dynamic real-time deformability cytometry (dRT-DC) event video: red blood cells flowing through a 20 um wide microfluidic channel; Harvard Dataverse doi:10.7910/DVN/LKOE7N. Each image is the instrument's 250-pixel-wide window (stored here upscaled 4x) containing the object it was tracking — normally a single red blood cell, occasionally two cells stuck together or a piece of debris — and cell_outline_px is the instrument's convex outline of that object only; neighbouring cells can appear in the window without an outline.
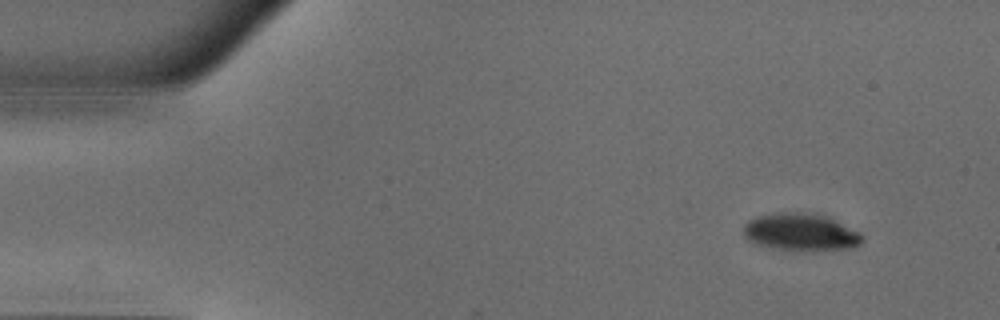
{"species": "common noctule bat (a hibernating species)", "species_latin": "Nyctalus noctula", "temperature_condition": "warm", "stored_images_in_passage": 46, "camera_frame_rate_fps": 3000, "um_per_image_px": 0.085, "animal": {"sex": "male", "body_mass_g": 18.8}, "frame": {"image": 1, "passage_image": 1, "time_ms": 0.0, "image_size_px": [1000, 320], "cell_outline_px": [[864, 240], [860, 244], [852, 248], [812, 252], [768, 248], [756, 244], [748, 240], [744, 236], [744, 224], [748, 220], [756, 216], [776, 212], [816, 212], [828, 216], [860, 232], [864, 236]], "centroid_in_image_um": [68.09, 19.74], "position_along_channel_um": 16.9, "area_um2": 26.82}}
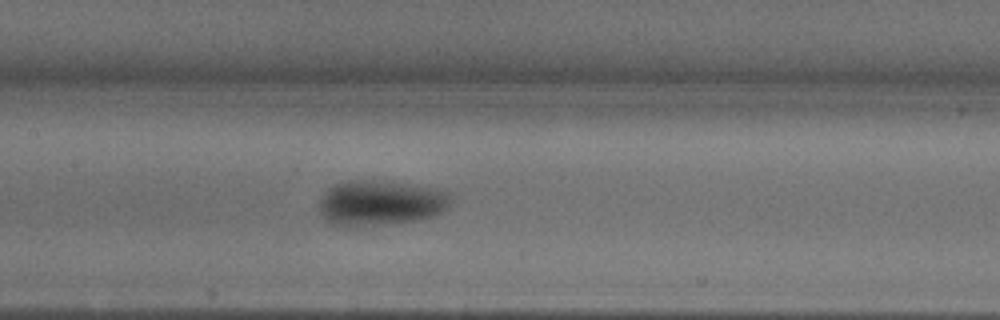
{"frame": {"image": 2, "passage_image": 20, "time_ms": 6.333, "image_size_px": [1000, 320], "cell_outline_px": [[452, 200], [448, 208], [444, 212], [432, 216], [416, 220], [356, 224], [332, 224], [320, 212], [320, 200], [324, 192], [328, 188], [336, 184], [348, 180], [372, 180], [408, 184], [436, 188], [452, 192]], "centroid_in_image_um": [32.42, 17.19], "position_along_channel_um": 175.0, "area_um2": 33.87}}
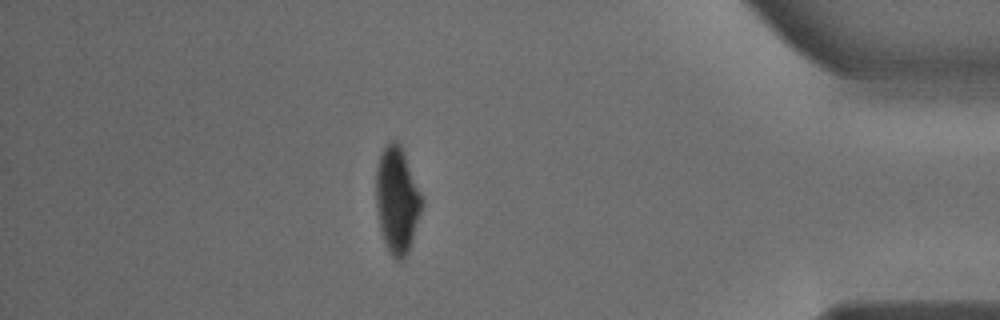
{"frame": {"image": 3, "passage_image": 40, "time_ms": 13.0, "image_size_px": [1000, 320], "cell_outline_px": [[424, 204], [408, 252], [404, 260], [396, 260], [392, 256], [384, 240], [380, 228], [376, 208], [376, 164], [384, 148], [392, 140], [396, 140], [400, 144], [404, 152]], "centroid_in_image_um": [33.74, 17.02], "position_along_channel_um": 401.5, "area_um2": 28.15}}